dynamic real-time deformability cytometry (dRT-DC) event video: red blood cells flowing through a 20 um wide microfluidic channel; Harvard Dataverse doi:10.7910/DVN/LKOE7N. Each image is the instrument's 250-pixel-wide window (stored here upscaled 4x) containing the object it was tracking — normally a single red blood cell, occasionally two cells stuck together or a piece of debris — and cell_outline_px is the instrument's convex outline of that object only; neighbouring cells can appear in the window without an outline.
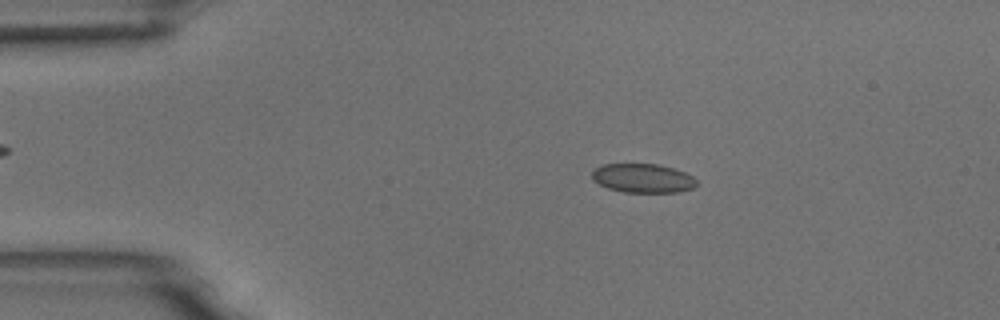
{"species": "common noctule bat (a hibernating species)", "species_latin": "Nyctalus noctula", "temperature_condition": "room temperature", "stored_images_in_passage": 7, "camera_frame_rate_fps": 3000, "um_per_image_px": 0.085, "animal": {"sex": "male", "body_mass_g": 18.8}, "frame": {"image": 1, "passage_image": 3, "time_ms": 0.667, "image_size_px": [1000, 320], "cell_outline_px": [[696, 184], [692, 188], [680, 192], [624, 192], [608, 188], [592, 180], [592, 172], [596, 168], [604, 164], [656, 164], [672, 168], [684, 172], [692, 176], [696, 180]], "centroid_in_image_um": [54.63, 15.15], "position_along_channel_um": 30.4, "area_um2": 17.51}}
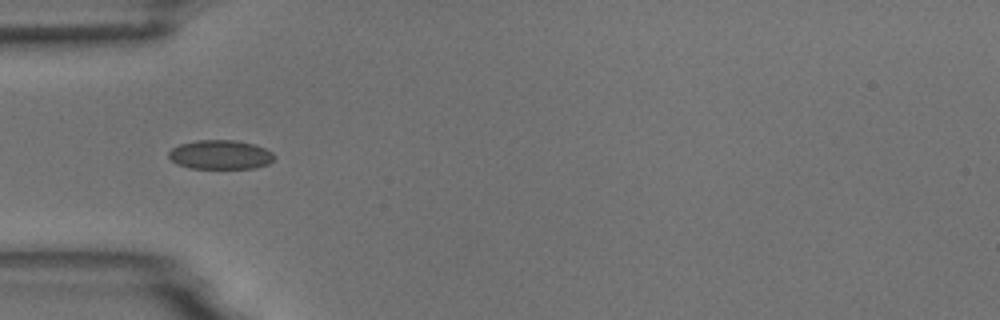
{"frame": {"image": 2, "passage_image": 5, "time_ms": 1.333, "image_size_px": [1000, 320], "cell_outline_px": [[276, 156], [268, 164], [256, 168], [188, 168], [176, 164], [168, 156], [168, 152], [172, 148], [180, 144], [196, 140], [236, 140], [256, 144], [272, 152]], "centroid_in_image_um": [18.73, 13.14], "position_along_channel_um": 66.3, "area_um2": 18.09}}
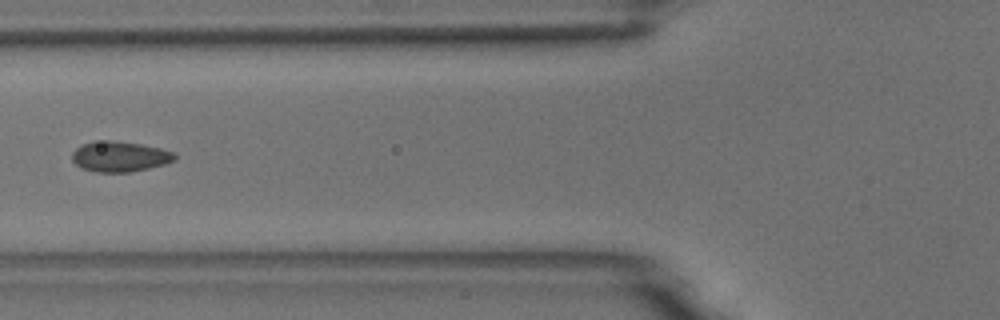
{"frame": {"image": 3, "passage_image": 6, "time_ms": 1.667, "image_size_px": [1000, 320], "cell_outline_px": [[176, 160], [164, 164], [132, 172], [96, 172], [80, 168], [72, 160], [72, 152], [76, 148], [84, 144], [104, 140], [112, 140], [140, 144], [160, 148], [172, 152], [176, 156]], "centroid_in_image_um": [10.17, 13.31], "position_along_channel_um": 115.6, "area_um2": 18.09}}